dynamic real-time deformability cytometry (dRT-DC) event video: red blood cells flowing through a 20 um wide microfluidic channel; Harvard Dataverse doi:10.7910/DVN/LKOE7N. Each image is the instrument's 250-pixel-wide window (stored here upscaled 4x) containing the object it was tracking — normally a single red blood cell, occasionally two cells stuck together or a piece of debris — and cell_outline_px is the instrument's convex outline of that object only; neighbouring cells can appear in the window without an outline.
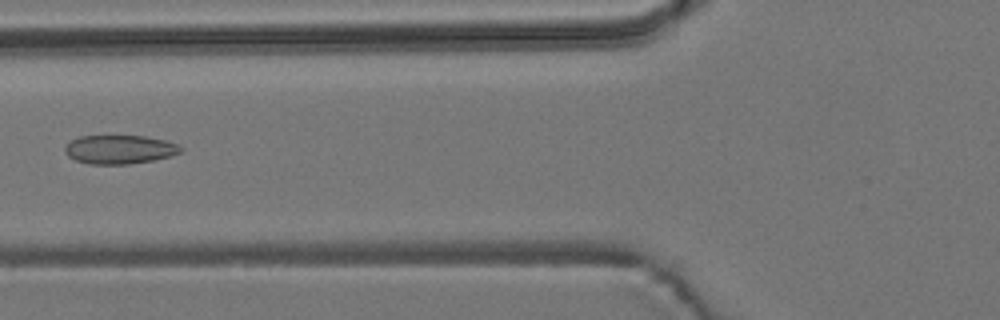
{"species": "common noctule bat (a hibernating species)", "species_latin": "Nyctalus noctula", "temperature_condition": "room temperature", "stored_images_in_passage": 6, "camera_frame_rate_fps": 3000, "um_per_image_px": 0.085, "animal": {"sex": "male", "body_mass_g": 19.2, "forearm_length_mm": 51.8}, "frame": {"image": 1, "passage_image": 6, "time_ms": 5.667, "image_size_px": [1000, 320], "cell_outline_px": [[184, 148], [180, 152], [172, 156], [152, 160], [128, 164], [88, 164], [76, 160], [68, 156], [64, 152], [64, 148], [72, 140], [80, 136], [144, 136], [164, 140], [180, 144]], "centroid_in_image_um": [10.19, 12.7], "position_along_channel_um": 115.6, "area_um2": 19.42}}